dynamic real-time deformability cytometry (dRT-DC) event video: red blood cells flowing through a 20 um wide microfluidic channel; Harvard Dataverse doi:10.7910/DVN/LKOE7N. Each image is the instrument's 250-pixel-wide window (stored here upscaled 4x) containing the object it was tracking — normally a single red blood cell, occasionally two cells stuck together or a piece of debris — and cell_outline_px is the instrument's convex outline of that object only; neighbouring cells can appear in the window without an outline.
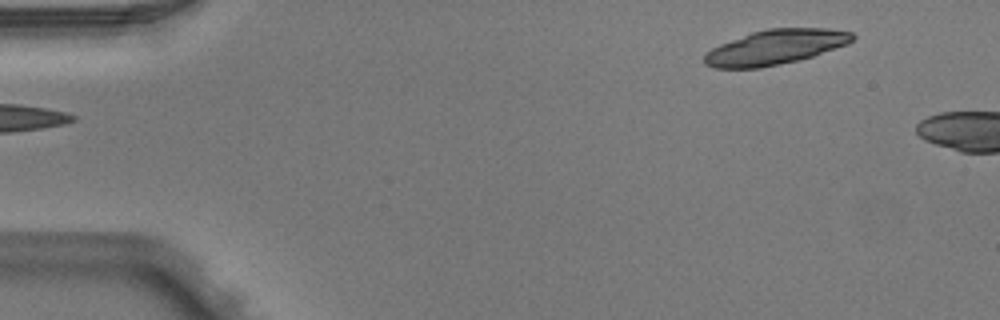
{"species": "Egyptian fruit bat (a non-hibernating species)", "species_latin": "Rousettus aegyptiacus", "temperature_condition": "warm", "stored_images_in_passage": 5, "segment_of_instrument_passage": [2, 2], "camera_frame_rate_fps": 3000, "um_per_image_px": 0.085, "animal": {"sex": "male"}, "frame": {"image": 1, "passage_image": 5, "time_ms": 1.333, "image_size_px": [1000, 320], "cell_outline_px": [[856, 36], [848, 44], [812, 56], [796, 60], [760, 68], [712, 68], [704, 64], [704, 52], [720, 44], [752, 32], [768, 28], [828, 28], [852, 32]], "centroid_in_image_um": [65.88, 4.0], "position_along_channel_um": 19.1, "area_um2": 29.94}}